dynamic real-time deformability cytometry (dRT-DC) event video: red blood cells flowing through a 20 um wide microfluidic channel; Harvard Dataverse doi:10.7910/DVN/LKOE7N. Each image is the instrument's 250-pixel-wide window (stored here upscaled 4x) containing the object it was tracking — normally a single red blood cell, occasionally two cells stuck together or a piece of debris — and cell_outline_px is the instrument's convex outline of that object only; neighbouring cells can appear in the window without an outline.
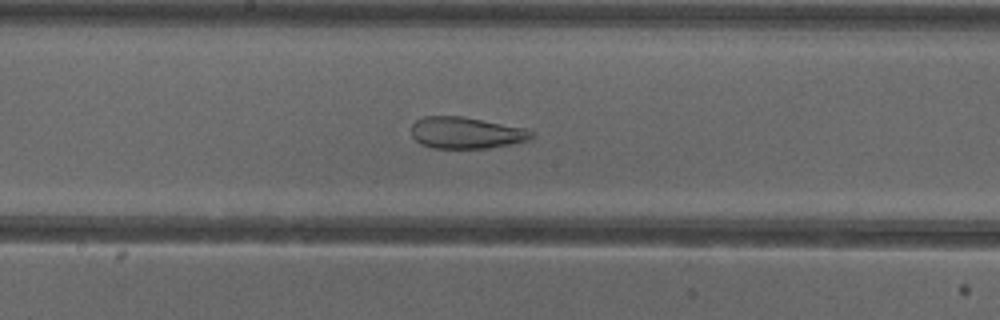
{"species": "common noctule bat (a hibernating species)", "species_latin": "Nyctalus noctula", "temperature_condition": "cold", "stored_images_in_passage": 44, "camera_frame_rate_fps": 3000, "um_per_image_px": 0.085, "animal": {"sex": "female"}, "frame": {"image": 1, "passage_image": 19, "time_ms": 6.0, "image_size_px": [1000, 320], "cell_outline_px": [[536, 136], [528, 140], [488, 148], [432, 148], [420, 144], [412, 136], [412, 124], [416, 120], [424, 116], [464, 116], [524, 128], [536, 132]], "centroid_in_image_um": [39.62, 11.28], "position_along_channel_um": 208.6, "area_um2": 22.2}}
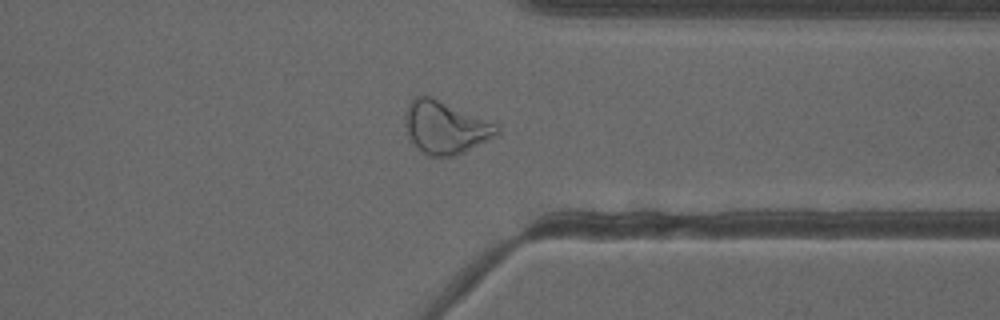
{"frame": {"image": 2, "passage_image": 32, "time_ms": 10.333, "image_size_px": [1000, 320], "cell_outline_px": [[500, 132], [464, 152], [456, 156], [428, 156], [408, 136], [404, 124], [404, 116], [408, 104], [416, 96], [428, 96], [500, 124]], "centroid_in_image_um": [37.86, 10.82], "position_along_channel_um": 373.5, "area_um2": 27.74}}
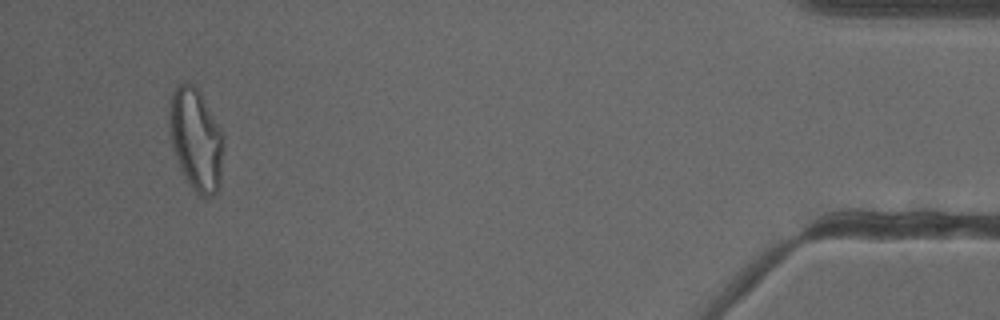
{"frame": {"image": 3, "passage_image": 41, "time_ms": 13.333, "image_size_px": [1000, 320], "cell_outline_px": [[224, 144], [220, 188], [216, 196], [200, 196], [188, 184], [176, 160], [172, 144], [168, 124], [168, 112], [172, 92], [176, 84], [192, 84], [200, 92], [220, 132]], "centroid_in_image_um": [16.64, 11.91], "position_along_channel_um": 418.6, "area_um2": 32.19}, "authors_computed_cell_mechanics": {"area_um2": 28.9289, "velocity_mm_per_s": 3.8595, "shape_relaxation_time_tau1_ms": null, "shape_relaxation_time_tau2_ms": 1.9253, "deformation_change_tau1": null, "deformation_change_tau2": 0.0996}}